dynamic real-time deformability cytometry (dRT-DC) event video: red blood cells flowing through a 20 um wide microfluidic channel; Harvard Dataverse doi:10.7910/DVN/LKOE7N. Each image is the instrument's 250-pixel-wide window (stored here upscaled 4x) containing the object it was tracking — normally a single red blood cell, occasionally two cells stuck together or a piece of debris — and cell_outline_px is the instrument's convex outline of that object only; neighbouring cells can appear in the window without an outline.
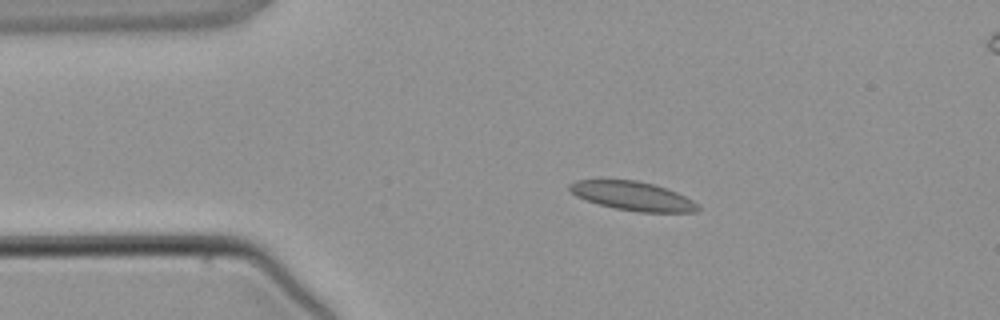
{"species": "common noctule bat (a hibernating species)", "species_latin": "Nyctalus noctula", "temperature_condition": "warm", "stored_images_in_passage": 3, "camera_frame_rate_fps": 3000, "um_per_image_px": 0.085, "animal": {"sex": "male", "body_mass_g": 21.5, "forearm_length_mm": 52.0}, "frame": {"image": 1, "passage_image": 1, "time_ms": 0.0, "image_size_px": [1000, 320], "cell_outline_px": [[700, 208], [696, 212], [640, 212], [616, 208], [600, 204], [576, 196], [568, 188], [568, 184], [576, 180], [636, 180], [652, 184], [676, 192], [692, 200]], "centroid_in_image_um": [53.77, 16.66], "position_along_channel_um": 31.2, "area_um2": 21.21}}